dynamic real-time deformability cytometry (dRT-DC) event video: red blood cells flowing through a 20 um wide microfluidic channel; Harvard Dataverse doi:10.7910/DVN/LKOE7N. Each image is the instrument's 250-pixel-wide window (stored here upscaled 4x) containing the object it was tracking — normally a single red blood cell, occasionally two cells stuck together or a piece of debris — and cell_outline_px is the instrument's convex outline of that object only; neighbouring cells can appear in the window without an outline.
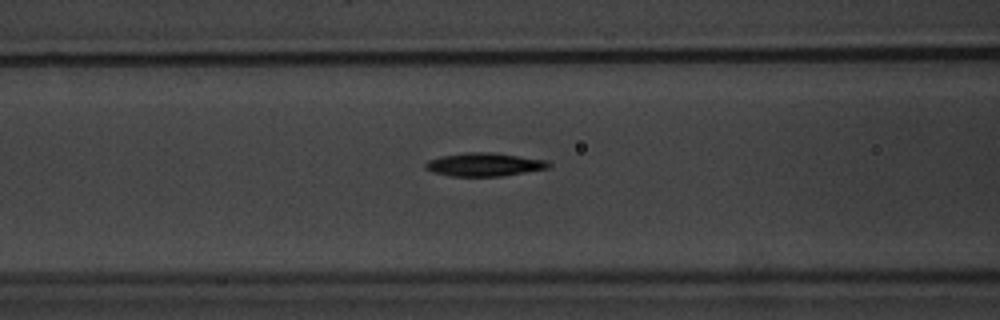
{"species": "common noctule bat (a hibernating species)", "species_latin": "Nyctalus noctula", "temperature_condition": "warm", "stored_images_in_passage": 32, "camera_frame_rate_fps": 3000, "um_per_image_px": 0.085, "animal": {"sex": "male", "body_mass_g": 20.1, "forearm_length_mm": 53.5}, "frame": {"image": 1, "passage_image": 8, "time_ms": 2.333, "image_size_px": [1000, 320], "cell_outline_px": [[552, 164], [548, 168], [500, 176], [448, 176], [432, 172], [424, 168], [424, 164], [428, 160], [440, 156], [464, 152], [496, 152], [548, 160]], "centroid_in_image_um": [41.14, 13.97], "position_along_channel_um": 125.5, "area_um2": 16.99}}
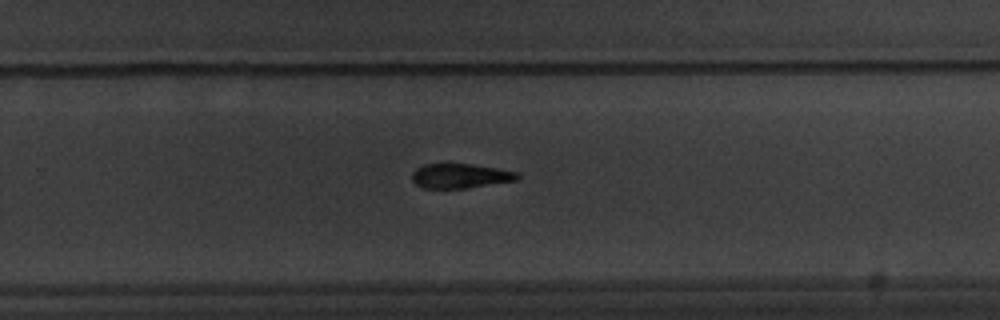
{"frame": {"image": 2, "passage_image": 21, "time_ms": 6.667, "image_size_px": [1000, 320], "cell_outline_px": [[520, 176], [516, 180], [464, 188], [424, 188], [416, 184], [412, 180], [412, 172], [416, 168], [424, 164], [472, 164], [520, 172]], "centroid_in_image_um": [39.11, 14.94], "position_along_channel_um": 290.7, "area_um2": 14.97}}
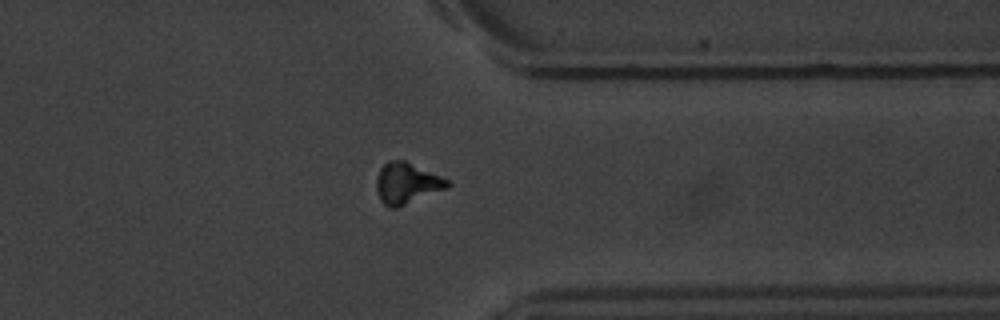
{"frame": {"image": 3, "passage_image": 28, "time_ms": 9.0, "image_size_px": [1000, 320], "cell_outline_px": [[452, 184], [448, 188], [396, 208], [388, 208], [380, 200], [376, 188], [376, 180], [380, 168], [388, 160], [404, 160], [440, 176], [448, 180]], "centroid_in_image_um": [34.56, 15.59], "position_along_channel_um": 376.8, "area_um2": 16.94}}